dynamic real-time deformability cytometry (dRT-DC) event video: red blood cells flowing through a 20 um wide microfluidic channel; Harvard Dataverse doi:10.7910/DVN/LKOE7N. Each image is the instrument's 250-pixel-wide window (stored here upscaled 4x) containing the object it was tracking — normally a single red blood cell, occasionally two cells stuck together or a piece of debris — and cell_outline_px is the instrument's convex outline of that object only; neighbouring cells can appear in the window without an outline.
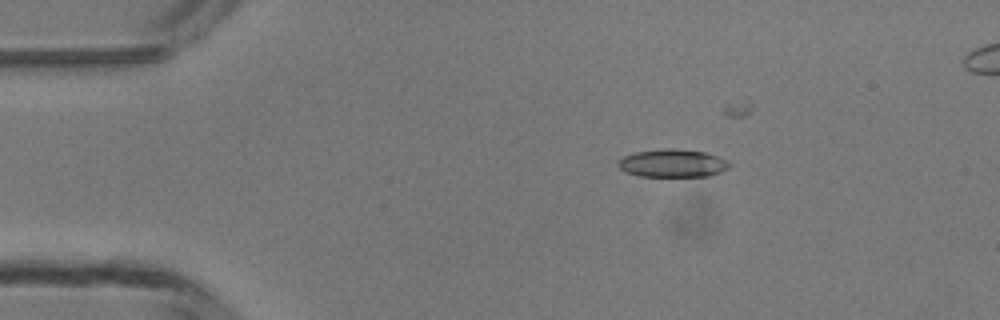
{"species": "common noctule bat (a hibernating species)", "species_latin": "Nyctalus noctula", "temperature_condition": "room temperature", "stored_images_in_passage": 6, "camera_frame_rate_fps": 3000, "um_per_image_px": 0.085, "animal": {"sex": "male", "body_mass_g": 13.3}, "frame": {"image": 1, "passage_image": 3, "time_ms": 2.333, "image_size_px": [1000, 320], "cell_outline_px": [[728, 168], [720, 172], [708, 176], [640, 176], [624, 172], [620, 168], [620, 160], [624, 156], [636, 152], [672, 148], [704, 152], [716, 156], [724, 160], [728, 164]], "centroid_in_image_um": [57.15, 13.88], "position_along_channel_um": 27.9, "area_um2": 17.63}}